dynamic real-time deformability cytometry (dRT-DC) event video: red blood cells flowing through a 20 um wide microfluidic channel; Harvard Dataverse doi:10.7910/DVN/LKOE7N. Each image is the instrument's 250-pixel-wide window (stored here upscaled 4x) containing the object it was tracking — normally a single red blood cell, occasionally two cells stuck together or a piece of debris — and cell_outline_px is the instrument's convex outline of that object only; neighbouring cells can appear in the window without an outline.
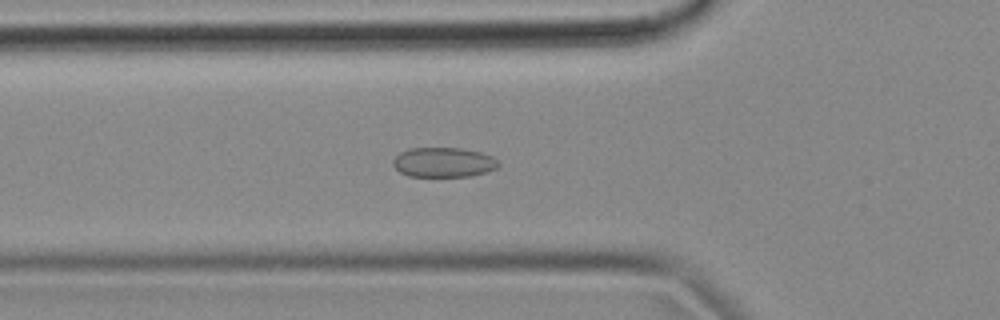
{"species": "common noctule bat (a hibernating species)", "species_latin": "Nyctalus noctula", "temperature_condition": "cold", "stored_images_in_passage": 54, "camera_frame_rate_fps": 3000, "um_per_image_px": 0.085, "animal": {"sex": "female", "body_mass_g": 18.4}, "frame": {"image": 1, "passage_image": 18, "time_ms": 5.667, "image_size_px": [1000, 320], "cell_outline_px": [[500, 164], [496, 168], [488, 172], [468, 176], [408, 176], [400, 172], [392, 164], [392, 160], [400, 152], [408, 148], [464, 148], [480, 152], [492, 156]], "centroid_in_image_um": [37.69, 13.79], "position_along_channel_um": 88.1, "area_um2": 18.32}}
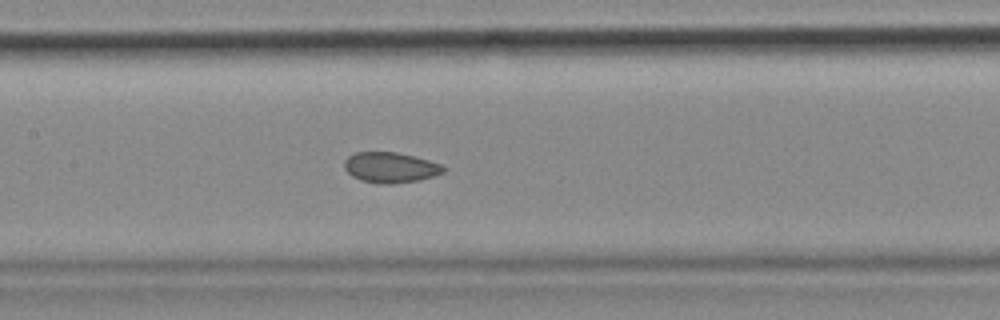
{"frame": {"image": 2, "passage_image": 25, "time_ms": 8.0, "image_size_px": [1000, 320], "cell_outline_px": [[444, 172], [420, 180], [392, 184], [380, 184], [360, 180], [352, 176], [344, 168], [344, 160], [348, 156], [356, 152], [396, 152], [416, 156], [440, 164], [444, 168]], "centroid_in_image_um": [33.16, 14.23], "position_along_channel_um": 174.2, "area_um2": 17.63}}
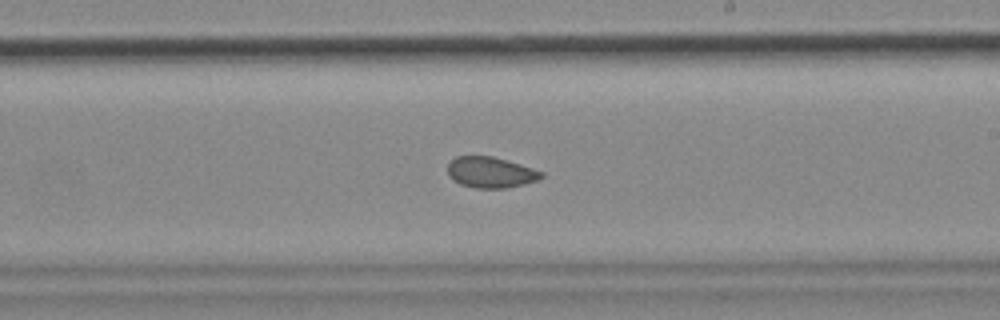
{"frame": {"image": 3, "passage_image": 31, "time_ms": 10.0, "image_size_px": [1000, 320], "cell_outline_px": [[544, 176], [540, 180], [524, 184], [504, 188], [476, 188], [460, 184], [448, 176], [448, 164], [456, 156], [492, 156], [520, 164], [544, 172]], "centroid_in_image_um": [41.72, 14.65], "position_along_channel_um": 247.3, "area_um2": 16.88}, "authors_computed_cell_mechanics": {"area_um2": 18.2937, "velocity_mm_per_s": 3.6775, "shape_relaxation_time_tau1_ms": null, "shape_relaxation_time_tau2_ms": 2.2091, "deformation_change_tau1": null, "deformation_change_tau2": 0.0639}}